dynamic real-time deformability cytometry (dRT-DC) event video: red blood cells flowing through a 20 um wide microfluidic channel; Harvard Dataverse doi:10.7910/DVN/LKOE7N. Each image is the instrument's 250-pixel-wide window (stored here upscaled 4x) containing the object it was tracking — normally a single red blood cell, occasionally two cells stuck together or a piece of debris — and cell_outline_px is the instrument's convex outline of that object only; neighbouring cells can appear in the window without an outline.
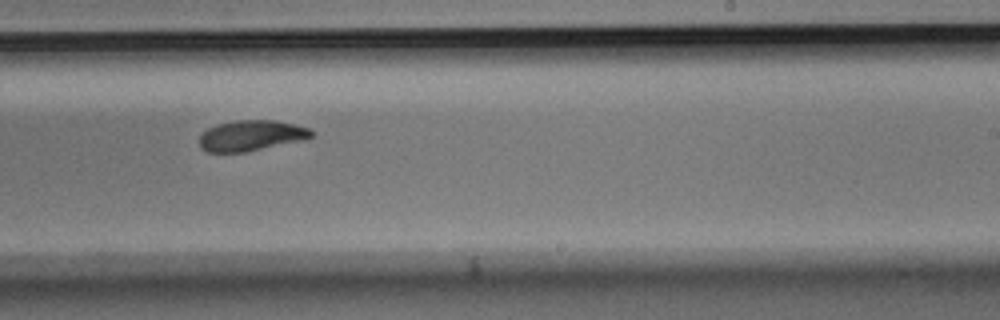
{"species": "Egyptian fruit bat (a non-hibernating species)", "species_latin": "Rousettus aegyptiacus", "temperature_condition": "room temperature", "stored_images_in_passage": 11, "camera_frame_rate_fps": 3000, "um_per_image_px": 0.085, "animal": {"sex": "male"}, "frame": {"image": 1, "passage_image": 8, "time_ms": 2.333, "image_size_px": [1000, 320], "cell_outline_px": [[316, 132], [308, 140], [244, 152], [208, 152], [200, 148], [200, 136], [208, 128], [216, 124], [236, 120], [276, 120], [308, 128]], "centroid_in_image_um": [21.39, 11.53], "position_along_channel_um": 267.6, "area_um2": 20.17}}
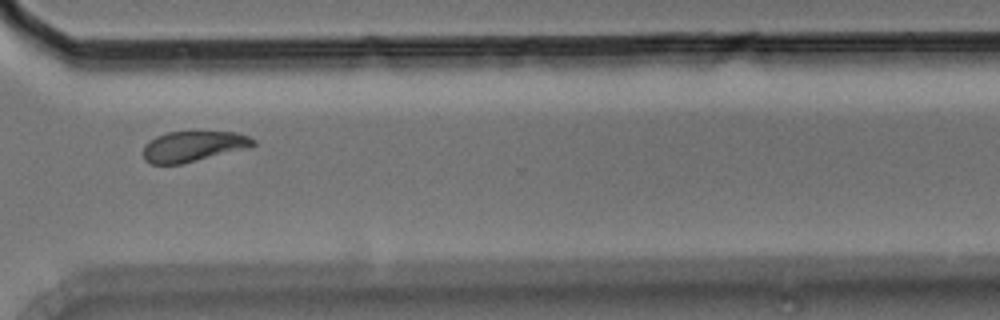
{"frame": {"image": 2, "passage_image": 10, "time_ms": 3.0, "image_size_px": [1000, 320], "cell_outline_px": [[256, 144], [248, 148], [180, 164], [152, 164], [144, 160], [144, 144], [148, 140], [156, 136], [168, 132], [236, 132], [248, 136], [256, 140]], "centroid_in_image_um": [16.41, 12.43], "position_along_channel_um": 354.2, "area_um2": 19.48}}